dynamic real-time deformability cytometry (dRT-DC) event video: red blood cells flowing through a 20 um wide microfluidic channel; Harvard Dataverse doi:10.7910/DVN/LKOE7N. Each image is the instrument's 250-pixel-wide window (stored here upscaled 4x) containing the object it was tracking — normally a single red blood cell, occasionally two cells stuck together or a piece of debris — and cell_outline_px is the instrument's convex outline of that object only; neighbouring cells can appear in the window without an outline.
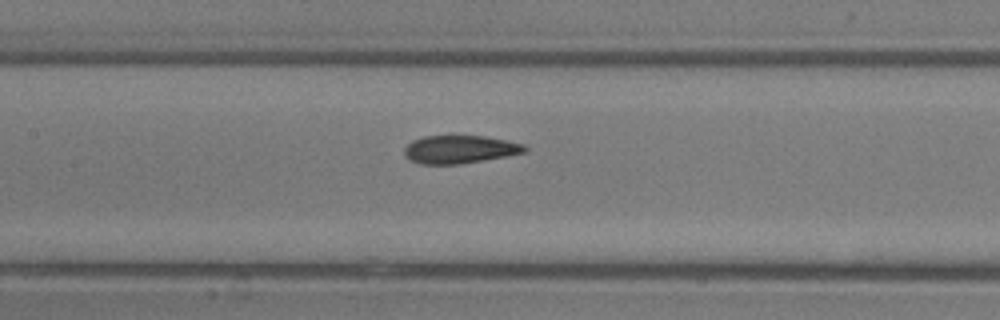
{"species": "common noctule bat (a hibernating species)", "species_latin": "Nyctalus noctula", "temperature_condition": "room temperature", "stored_images_in_passage": 4, "camera_frame_rate_fps": 3000, "um_per_image_px": 0.085, "animal": {"sex": "male", "body_mass_g": 13.3}, "frame": {"image": 1, "passage_image": 4, "time_ms": 3.667, "image_size_px": [1000, 320], "cell_outline_px": [[528, 152], [460, 164], [420, 164], [408, 160], [404, 156], [404, 148], [412, 140], [424, 136], [484, 136], [524, 144], [528, 148]], "centroid_in_image_um": [39.05, 12.7], "position_along_channel_um": 168.3, "area_um2": 19.71}}